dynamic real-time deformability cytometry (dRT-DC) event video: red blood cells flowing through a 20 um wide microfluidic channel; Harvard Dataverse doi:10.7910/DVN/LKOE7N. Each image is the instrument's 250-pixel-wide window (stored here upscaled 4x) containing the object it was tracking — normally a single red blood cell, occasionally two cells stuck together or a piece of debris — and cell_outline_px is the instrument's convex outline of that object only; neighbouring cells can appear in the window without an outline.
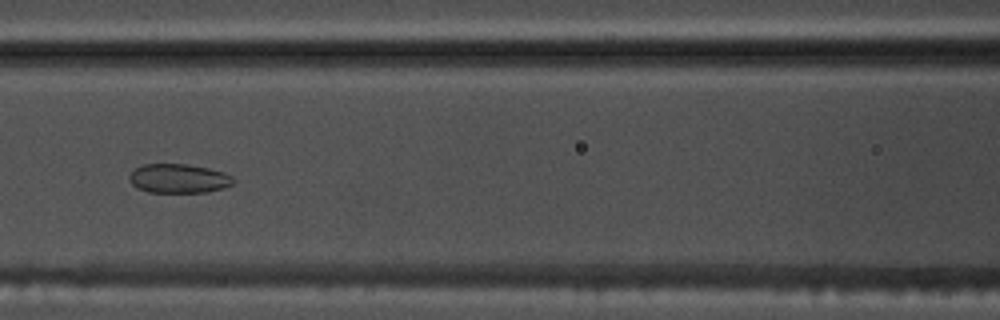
{"species": "common noctule bat (a hibernating species)", "species_latin": "Nyctalus noctula", "temperature_condition": "warm", "stored_images_in_passage": 44, "segment_of_instrument_passage": [1, 2], "camera_frame_rate_fps": 3000, "um_per_image_px": 0.085, "animal": {"sex": "male", "body_mass_g": 17.5, "forearm_length_mm": 52.3}, "frame": {"image": 1, "passage_image": 13, "time_ms": 4.0, "image_size_px": [1000, 320], "cell_outline_px": [[236, 180], [232, 184], [224, 188], [208, 192], [148, 192], [136, 188], [128, 180], [128, 176], [136, 168], [144, 164], [184, 164], [208, 168], [224, 172], [232, 176]], "centroid_in_image_um": [15.19, 15.18], "position_along_channel_um": 151.4, "area_um2": 17.74}}
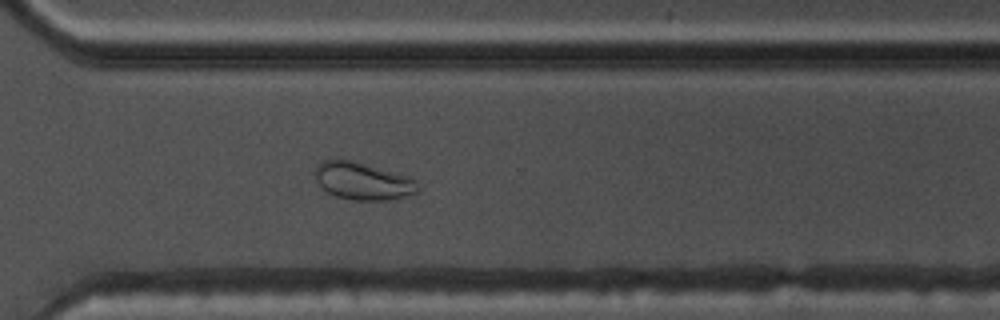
{"frame": {"image": 2, "passage_image": 28, "time_ms": 9.0, "image_size_px": [1000, 320], "cell_outline_px": [[420, 188], [416, 192], [404, 196], [384, 200], [352, 200], [336, 196], [328, 192], [316, 180], [312, 172], [324, 160], [352, 160], [408, 176], [416, 180]], "centroid_in_image_um": [30.83, 15.39], "position_along_channel_um": 339.8, "area_um2": 22.14}}
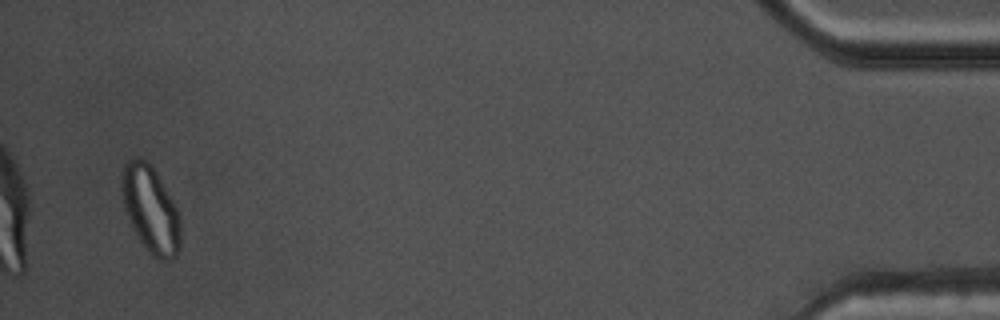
{"frame": {"image": 3, "passage_image": 41, "time_ms": 13.333, "image_size_px": [1000, 320], "cell_outline_px": [[180, 248], [176, 256], [172, 260], [160, 260], [152, 256], [144, 248], [132, 228], [124, 208], [120, 188], [120, 176], [124, 164], [132, 156], [140, 156], [152, 164], [172, 200], [176, 208], [180, 220]], "centroid_in_image_um": [12.76, 17.77], "position_along_channel_um": 422.4, "area_um2": 30.29}}